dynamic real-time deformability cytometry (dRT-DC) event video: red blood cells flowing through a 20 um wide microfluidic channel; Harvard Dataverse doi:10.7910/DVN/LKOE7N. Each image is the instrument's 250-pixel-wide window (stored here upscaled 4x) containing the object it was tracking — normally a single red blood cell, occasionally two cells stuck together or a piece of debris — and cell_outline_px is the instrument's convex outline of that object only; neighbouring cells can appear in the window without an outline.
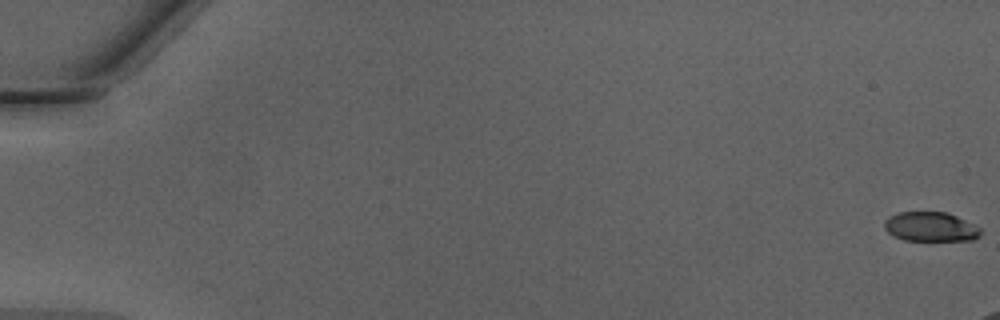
{"species": "Egyptian fruit bat (a non-hibernating species)", "species_latin": "Rousettus aegyptiacus", "temperature_condition": "warm", "stored_images_in_passage": 13, "camera_frame_rate_fps": 3000, "um_per_image_px": 0.085, "animal": {"sex": "male"}, "frame": {"image": 1, "passage_image": 1, "time_ms": 0.0, "image_size_px": [1000, 320], "cell_outline_px": [[980, 236], [972, 240], [904, 240], [892, 236], [884, 228], [884, 220], [888, 216], [900, 212], [948, 212], [980, 228]], "centroid_in_image_um": [79.05, 19.27], "position_along_channel_um": 5.9, "area_um2": 16.47}}